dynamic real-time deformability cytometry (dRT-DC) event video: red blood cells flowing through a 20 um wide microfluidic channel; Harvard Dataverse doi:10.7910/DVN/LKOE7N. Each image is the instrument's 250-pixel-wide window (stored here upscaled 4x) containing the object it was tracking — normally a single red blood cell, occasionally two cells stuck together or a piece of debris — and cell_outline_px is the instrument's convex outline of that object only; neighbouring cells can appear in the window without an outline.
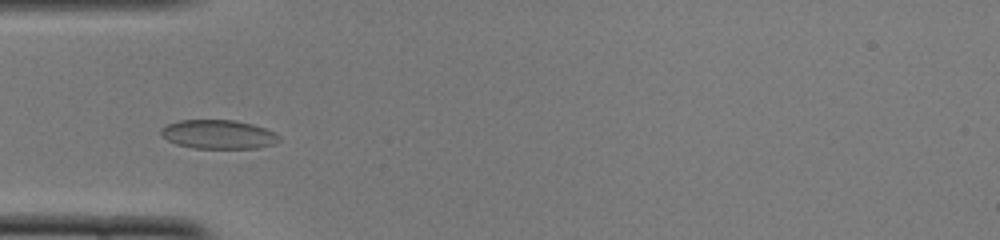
{"species": "common noctule bat (a hibernating species)", "species_latin": "Nyctalus noctula", "temperature_condition": "cold", "stored_images_in_passage": 17, "camera_frame_rate_fps": 3000, "um_per_image_px": 0.085, "animal": {"sex": "female", "body_mass_g": 22.0, "forearm_length_mm": 56.7}, "frame": {"image": 1, "passage_image": 3, "time_ms": 0.667, "image_size_px": [1000, 240], "cell_outline_px": [[280, 140], [276, 144], [256, 148], [192, 148], [176, 144], [160, 136], [160, 128], [168, 124], [180, 120], [236, 120], [252, 124], [264, 128], [280, 136]], "centroid_in_image_um": [18.54, 11.42], "position_along_channel_um": 66.5, "area_um2": 20.0}}
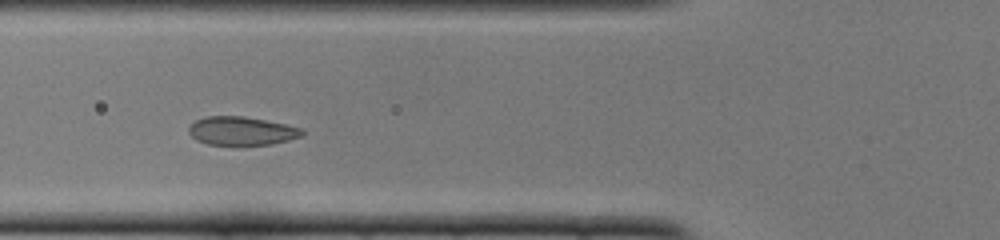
{"frame": {"image": 2, "passage_image": 6, "time_ms": 1.667, "image_size_px": [1000, 240], "cell_outline_px": [[304, 136], [272, 144], [236, 148], [208, 144], [196, 140], [188, 132], [188, 128], [196, 120], [204, 116], [244, 116], [284, 124], [300, 128], [304, 132]], "centroid_in_image_um": [20.51, 11.18], "position_along_channel_um": 105.3, "area_um2": 19.54}}